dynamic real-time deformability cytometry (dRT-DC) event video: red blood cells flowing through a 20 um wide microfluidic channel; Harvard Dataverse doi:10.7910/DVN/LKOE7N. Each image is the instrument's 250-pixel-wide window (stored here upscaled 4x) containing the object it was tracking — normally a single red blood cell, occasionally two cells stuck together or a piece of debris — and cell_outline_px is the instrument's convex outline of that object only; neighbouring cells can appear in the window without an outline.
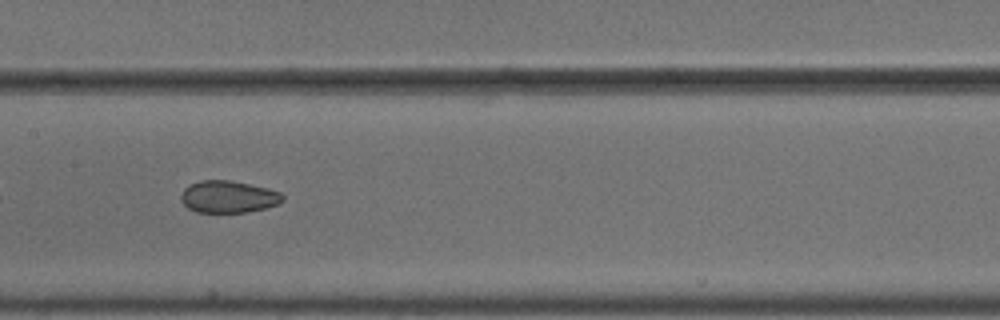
{"species": "common noctule bat (a hibernating species)", "species_latin": "Nyctalus noctula", "temperature_condition": "cold", "stored_images_in_passage": 39, "camera_frame_rate_fps": 3000, "um_per_image_px": 0.085, "animal": {"sex": "male", "body_mass_g": 18.8}, "frame": {"image": 1, "passage_image": 12, "time_ms": 3.667, "image_size_px": [1000, 320], "cell_outline_px": [[284, 200], [280, 204], [248, 212], [196, 212], [188, 208], [180, 200], [180, 196], [184, 188], [188, 184], [200, 180], [232, 180], [268, 188], [280, 192], [284, 196]], "centroid_in_image_um": [19.4, 16.72], "position_along_channel_um": 188.0, "area_um2": 19.25}, "authors_computed_cell_mechanics": {"area_um2": 20.1144, "velocity_mm_per_s": 3.6754, "shape_relaxation_time_tau1_ms": null, "shape_relaxation_time_tau2_ms": 2.6724, "deformation_change_tau1": null, "deformation_change_tau2": 0.0657}}